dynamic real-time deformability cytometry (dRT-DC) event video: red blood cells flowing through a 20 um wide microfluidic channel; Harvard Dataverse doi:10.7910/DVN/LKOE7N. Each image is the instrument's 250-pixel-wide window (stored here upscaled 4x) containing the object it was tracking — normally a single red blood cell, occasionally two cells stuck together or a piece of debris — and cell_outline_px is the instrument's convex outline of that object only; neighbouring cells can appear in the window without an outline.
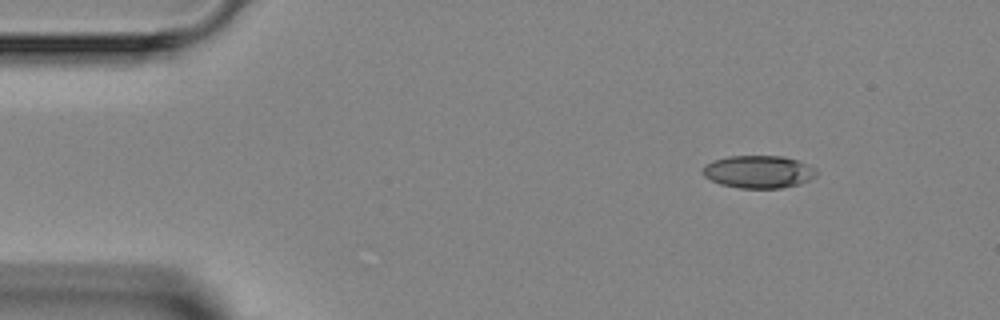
{"species": "Egyptian fruit bat (a non-hibernating species)", "species_latin": "Rousettus aegyptiacus", "temperature_condition": "room temperature", "stored_images_in_passage": 3, "camera_frame_rate_fps": 3000, "um_per_image_px": 0.085, "animal": {"sex": "female"}, "frame": {"image": 1, "passage_image": 1, "time_ms": 0.0, "image_size_px": [1000, 320], "cell_outline_px": [[816, 176], [800, 184], [780, 188], [740, 188], [720, 184], [704, 176], [700, 172], [704, 164], [712, 160], [728, 156], [784, 156], [796, 160], [816, 168]], "centroid_in_image_um": [64.43, 14.59], "position_along_channel_um": 20.6, "area_um2": 21.73}}
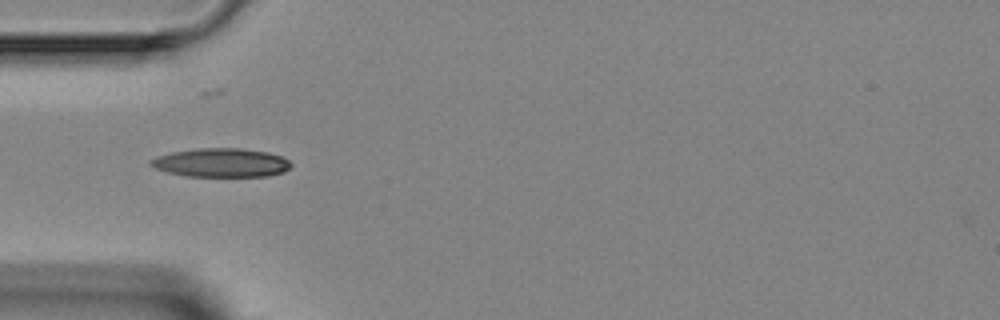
{"frame": {"image": 2, "passage_image": 3, "time_ms": 3.0, "image_size_px": [1000, 320], "cell_outline_px": [[292, 164], [284, 172], [268, 176], [184, 176], [168, 172], [156, 168], [148, 164], [148, 160], [156, 156], [172, 152], [196, 148], [240, 148], [268, 152], [280, 156], [288, 160]], "centroid_in_image_um": [18.77, 13.82], "position_along_channel_um": 66.2, "area_um2": 23.58}}